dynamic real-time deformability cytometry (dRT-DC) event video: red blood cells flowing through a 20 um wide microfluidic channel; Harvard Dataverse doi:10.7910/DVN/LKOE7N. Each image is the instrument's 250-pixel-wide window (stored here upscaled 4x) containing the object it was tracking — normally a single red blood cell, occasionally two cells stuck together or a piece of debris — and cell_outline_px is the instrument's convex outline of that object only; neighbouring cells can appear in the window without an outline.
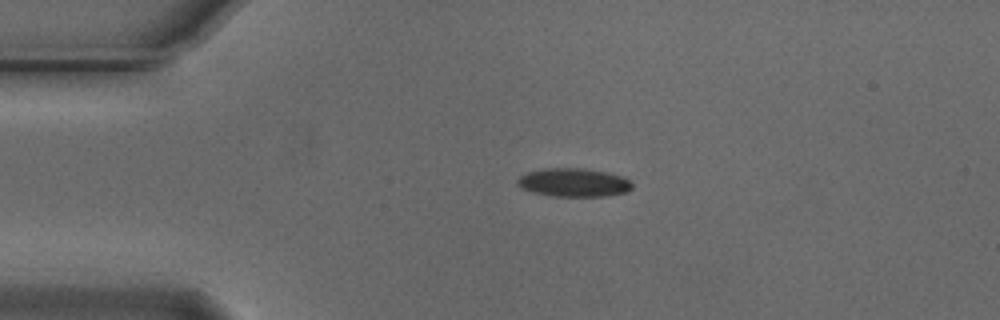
{"species": "Egyptian fruit bat (a non-hibernating species)", "species_latin": "Rousettus aegyptiacus", "temperature_condition": "cold", "stored_images_in_passage": 31, "camera_frame_rate_fps": 3000, "um_per_image_px": 0.085, "animal": {"sex": "male"}, "frame": {"image": 1, "passage_image": 1, "time_ms": 0.0, "image_size_px": [1000, 320], "cell_outline_px": [[632, 188], [628, 192], [604, 196], [552, 196], [532, 192], [520, 188], [516, 184], [516, 180], [520, 176], [528, 172], [544, 168], [584, 168], [624, 176], [632, 184]], "centroid_in_image_um": [48.74, 15.51], "position_along_channel_um": 36.3, "area_um2": 19.13}}
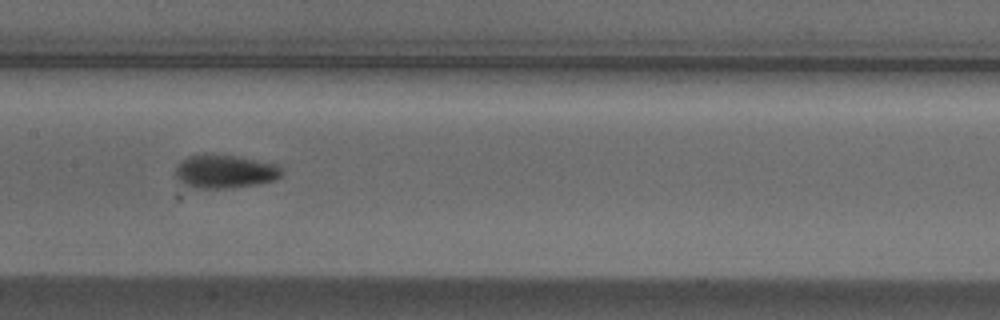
{"frame": {"image": 2, "passage_image": 16, "time_ms": 5.0, "image_size_px": [1000, 320], "cell_outline_px": [[284, 172], [276, 180], [256, 184], [232, 188], [196, 188], [184, 184], [176, 176], [176, 168], [188, 156], [204, 152], [212, 152], [236, 156], [280, 164], [284, 168]], "centroid_in_image_um": [19.18, 14.54], "position_along_channel_um": 188.2, "area_um2": 21.15}}
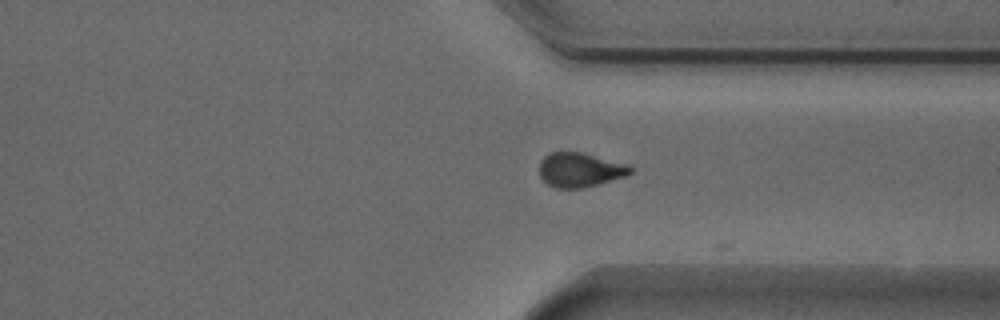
{"frame": {"image": 3, "passage_image": 30, "time_ms": 9.667, "image_size_px": [1000, 320], "cell_outline_px": [[632, 172], [628, 176], [584, 188], [556, 188], [548, 184], [540, 176], [540, 160], [548, 152], [580, 152], [628, 164], [632, 168]], "centroid_in_image_um": [49.31, 14.44], "position_along_channel_um": 362.1, "area_um2": 18.32}}